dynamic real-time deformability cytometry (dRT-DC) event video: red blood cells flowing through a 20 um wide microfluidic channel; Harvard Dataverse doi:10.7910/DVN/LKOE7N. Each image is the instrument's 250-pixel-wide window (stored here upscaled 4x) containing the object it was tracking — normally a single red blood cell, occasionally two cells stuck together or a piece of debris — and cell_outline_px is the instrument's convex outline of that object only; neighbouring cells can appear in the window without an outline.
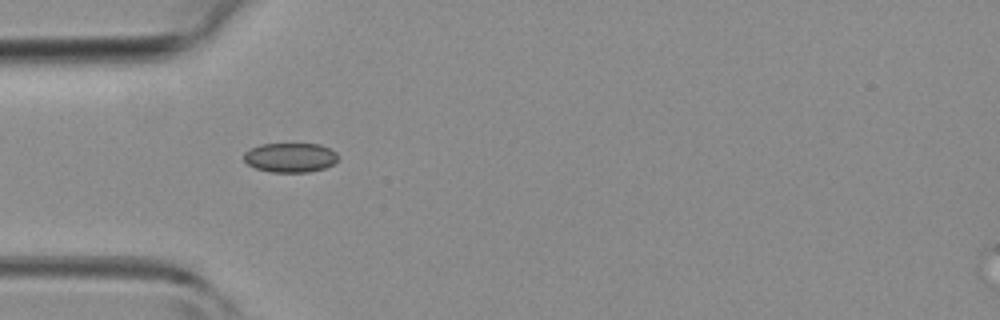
{"species": "common noctule bat (a hibernating species)", "species_latin": "Nyctalus noctula", "temperature_condition": "room temperature", "stored_images_in_passage": 28, "camera_frame_rate_fps": 3000, "um_per_image_px": 0.085, "animal": {"sex": "female", "body_mass_g": 19.3, "forearm_length_mm": 54.1}, "frame": {"image": 1, "passage_image": 14, "time_ms": 4.333, "image_size_px": [1000, 320], "cell_outline_px": [[336, 160], [332, 164], [324, 168], [308, 172], [272, 172], [256, 168], [248, 164], [244, 160], [244, 152], [260, 144], [320, 144], [336, 152]], "centroid_in_image_um": [24.65, 13.39], "position_along_channel_um": 60.3, "area_um2": 15.95}}
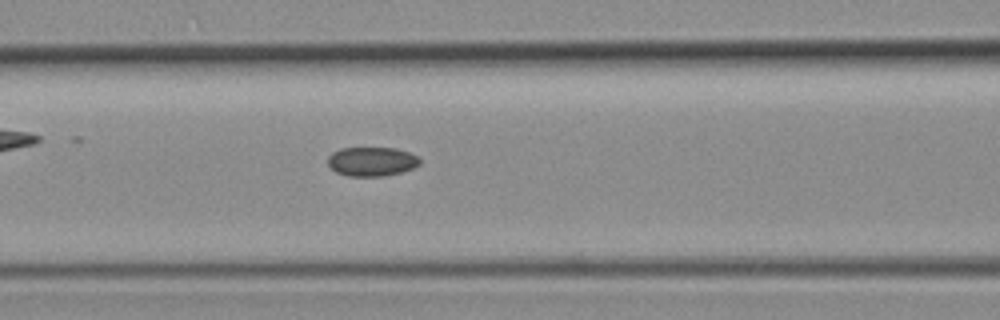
{"frame": {"image": 2, "passage_image": 19, "time_ms": 6.0, "image_size_px": [1000, 320], "cell_outline_px": [[420, 164], [412, 168], [400, 172], [384, 176], [348, 176], [336, 172], [328, 164], [328, 156], [332, 152], [340, 148], [396, 148], [408, 152], [416, 156], [420, 160]], "centroid_in_image_um": [31.57, 13.72], "position_along_channel_um": 135.0, "area_um2": 15.55}}
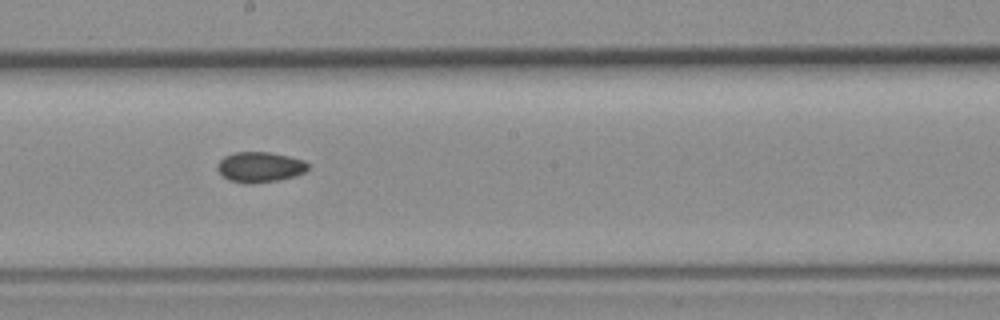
{"frame": {"image": 3, "passage_image": 25, "time_ms": 8.0, "image_size_px": [1000, 320], "cell_outline_px": [[308, 168], [304, 172], [296, 176], [276, 180], [228, 180], [216, 168], [216, 164], [224, 156], [236, 152], [268, 152], [288, 156], [304, 160], [308, 164]], "centroid_in_image_um": [22.11, 14.14], "position_along_channel_um": 226.1, "area_um2": 15.26}}